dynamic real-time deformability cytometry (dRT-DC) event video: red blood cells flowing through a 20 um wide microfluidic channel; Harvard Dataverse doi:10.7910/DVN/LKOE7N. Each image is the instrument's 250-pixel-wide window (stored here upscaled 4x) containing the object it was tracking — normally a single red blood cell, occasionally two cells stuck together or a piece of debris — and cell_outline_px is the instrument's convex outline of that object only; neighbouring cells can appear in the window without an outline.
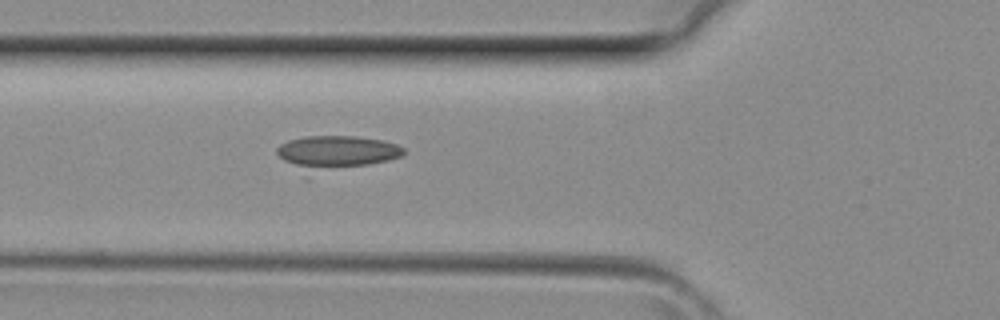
{"species": "common noctule bat (a hibernating species)", "species_latin": "Nyctalus noctula", "temperature_condition": "room temperature", "stored_images_in_passage": 4, "segment_of_instrument_passage": [1, 2], "camera_frame_rate_fps": 3000, "um_per_image_px": 0.085, "animal": {"sex": "female", "body_mass_g": 29.2, "forearm_length_mm": 56.3}, "frame": {"image": 1, "passage_image": 3, "time_ms": 0.667, "image_size_px": [1000, 320], "cell_outline_px": [[404, 152], [400, 156], [388, 160], [308, 180], [284, 160], [276, 152], [276, 148], [280, 144], [288, 140], [308, 136], [356, 136], [384, 140], [396, 144], [404, 148]], "centroid_in_image_um": [28.48, 13.08], "position_along_channel_um": 97.3, "area_um2": 26.7}}